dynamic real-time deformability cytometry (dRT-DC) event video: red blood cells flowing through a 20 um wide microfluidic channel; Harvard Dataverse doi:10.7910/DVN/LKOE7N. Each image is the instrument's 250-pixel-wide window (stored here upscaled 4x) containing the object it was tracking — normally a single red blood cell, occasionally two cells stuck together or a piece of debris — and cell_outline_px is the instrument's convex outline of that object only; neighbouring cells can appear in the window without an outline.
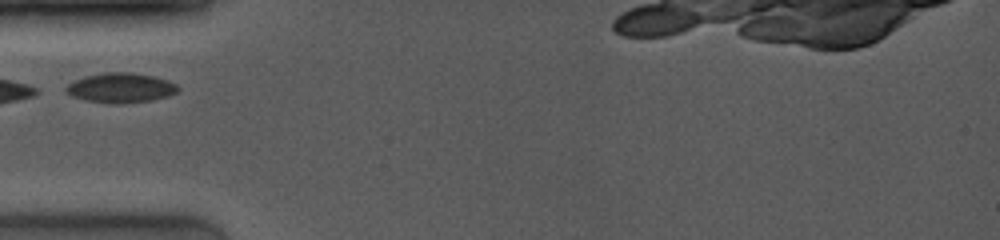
{"species": "common noctule bat (a hibernating species)", "species_latin": "Nyctalus noctula", "temperature_condition": "room temperature", "stored_images_in_passage": 13, "camera_frame_rate_fps": 4000, "um_per_image_px": 0.085, "animal": {"sex": "female", "body_mass_g": 19.0, "forearm_length_mm": 53.3}, "frame": {"image": 1, "passage_image": 1, "time_ms": 0.0, "image_size_px": [1000, 240], "cell_outline_px": [[180, 88], [176, 92], [168, 96], [152, 100], [120, 104], [108, 104], [84, 100], [72, 96], [64, 92], [64, 88], [68, 84], [84, 76], [104, 72], [132, 72], [152, 76], [168, 80], [176, 84]], "centroid_in_image_um": [10.23, 7.47], "position_along_channel_um": 74.8, "area_um2": 19.65}}